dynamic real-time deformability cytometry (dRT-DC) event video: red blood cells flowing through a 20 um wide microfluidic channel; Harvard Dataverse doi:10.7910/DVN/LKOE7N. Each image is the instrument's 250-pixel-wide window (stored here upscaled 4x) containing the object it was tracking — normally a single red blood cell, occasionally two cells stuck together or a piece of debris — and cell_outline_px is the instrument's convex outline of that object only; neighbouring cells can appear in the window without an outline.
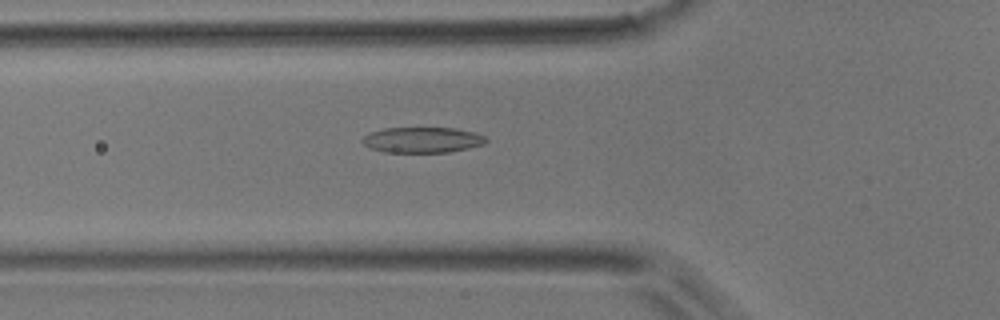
{"species": "common noctule bat (a hibernating species)", "species_latin": "Nyctalus noctula", "temperature_condition": "room temperature", "stored_images_in_passage": 35, "camera_frame_rate_fps": 3000, "um_per_image_px": 0.085, "animal": {"sex": "male", "body_mass_g": 17.9}, "frame": {"image": 1, "passage_image": 3, "time_ms": 0.667, "image_size_px": [1000, 320], "cell_outline_px": [[488, 140], [484, 144], [468, 148], [448, 152], [384, 152], [372, 148], [364, 144], [360, 140], [368, 132], [384, 128], [452, 128], [476, 132], [484, 136]], "centroid_in_image_um": [35.89, 11.88], "position_along_channel_um": 89.9, "area_um2": 18.44}}
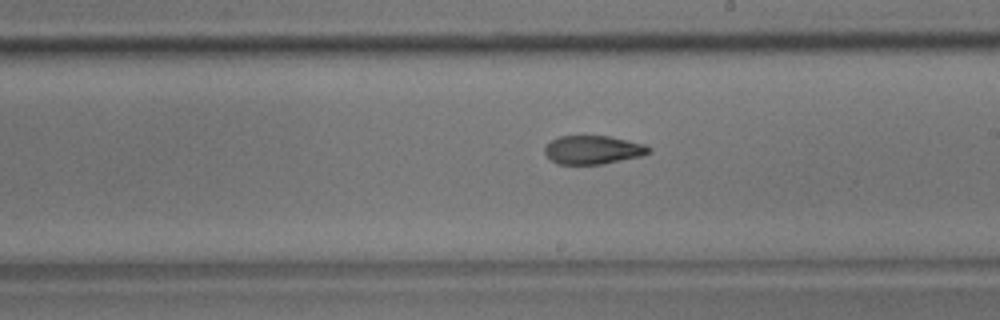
{"frame": {"image": 2, "passage_image": 14, "time_ms": 4.333, "image_size_px": [1000, 320], "cell_outline_px": [[652, 152], [640, 156], [604, 164], [556, 164], [544, 152], [544, 144], [560, 136], [608, 136], [644, 144], [652, 148]], "centroid_in_image_um": [50.39, 12.74], "position_along_channel_um": 238.6, "area_um2": 17.34}}
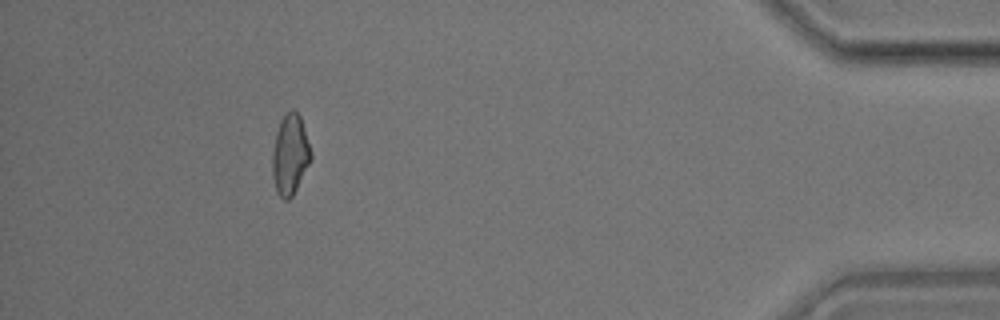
{"frame": {"image": 3, "passage_image": 31, "time_ms": 10.0, "image_size_px": [1000, 320], "cell_outline_px": [[312, 160], [292, 196], [288, 200], [284, 200], [276, 192], [272, 176], [272, 152], [276, 132], [280, 120], [292, 108], [300, 116], [312, 152]], "centroid_in_image_um": [24.65, 13.16], "position_along_channel_um": 410.5, "area_um2": 18.15}}